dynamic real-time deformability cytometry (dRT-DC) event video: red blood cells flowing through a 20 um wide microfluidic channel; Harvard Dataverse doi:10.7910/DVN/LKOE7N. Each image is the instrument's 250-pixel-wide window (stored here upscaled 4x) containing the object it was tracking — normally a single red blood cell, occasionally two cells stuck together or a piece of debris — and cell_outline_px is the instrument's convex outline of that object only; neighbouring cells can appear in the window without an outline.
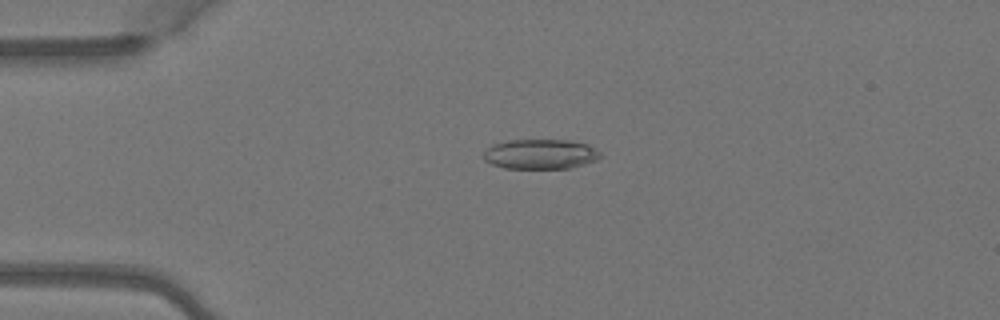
{"species": "Egyptian fruit bat (a non-hibernating species)", "species_latin": "Rousettus aegyptiacus", "temperature_condition": "warm", "stored_images_in_passage": 4, "camera_frame_rate_fps": 3000, "um_per_image_px": 0.085, "animal": {"sex": "female"}, "frame": {"image": 1, "passage_image": 3, "time_ms": 0.667, "image_size_px": [1000, 320], "cell_outline_px": [[600, 156], [596, 160], [584, 164], [568, 168], [504, 168], [492, 164], [484, 160], [484, 152], [492, 144], [508, 140], [568, 140], [588, 144], [600, 152]], "centroid_in_image_um": [45.92, 13.09], "position_along_channel_um": 39.1, "area_um2": 20.23}}